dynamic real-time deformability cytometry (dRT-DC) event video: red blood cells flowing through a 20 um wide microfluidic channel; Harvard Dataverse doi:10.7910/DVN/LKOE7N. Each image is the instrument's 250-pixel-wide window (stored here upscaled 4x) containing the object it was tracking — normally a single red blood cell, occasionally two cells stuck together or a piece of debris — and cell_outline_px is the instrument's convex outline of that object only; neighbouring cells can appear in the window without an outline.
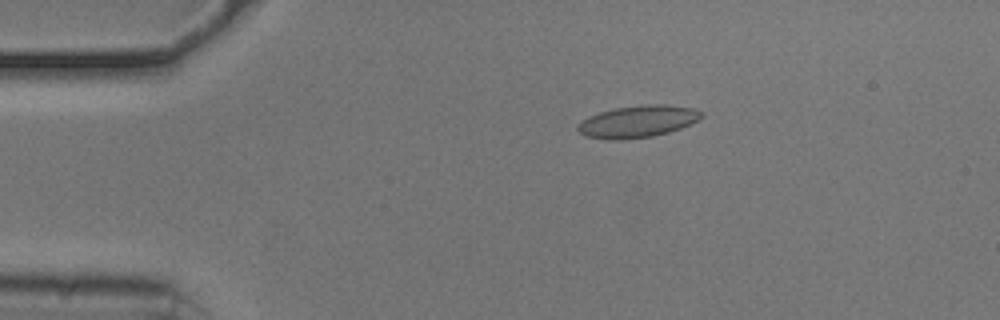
{"species": "common noctule bat (a hibernating species)", "species_latin": "Nyctalus noctula", "temperature_condition": "cold", "stored_images_in_passage": 53, "camera_frame_rate_fps": 3000, "um_per_image_px": 0.085, "animal": {"sex": "male", "body_mass_g": 20.5, "forearm_length_mm": 52.5}, "frame": {"image": 1, "passage_image": 10, "time_ms": 3.0, "image_size_px": [1000, 320], "cell_outline_px": [[704, 116], [700, 120], [692, 124], [668, 132], [652, 136], [624, 140], [608, 140], [584, 136], [576, 128], [588, 116], [600, 112], [616, 108], [640, 104], [664, 104], [696, 108], [704, 112]], "centroid_in_image_um": [54.27, 10.32], "position_along_channel_um": 30.7, "area_um2": 23.35}}
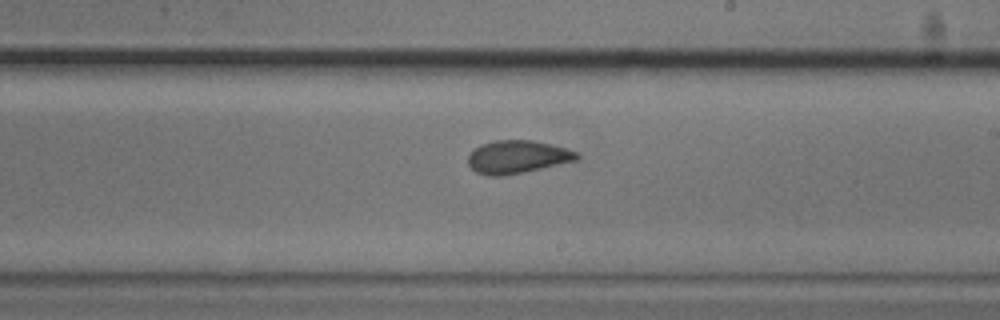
{"frame": {"image": 2, "passage_image": 31, "time_ms": 10.0, "image_size_px": [1000, 320], "cell_outline_px": [[580, 156], [576, 160], [524, 172], [504, 176], [488, 176], [476, 172], [468, 164], [468, 156], [480, 144], [496, 140], [532, 140], [580, 152]], "centroid_in_image_um": [43.96, 13.34], "position_along_channel_um": 245.0, "area_um2": 20.75}}
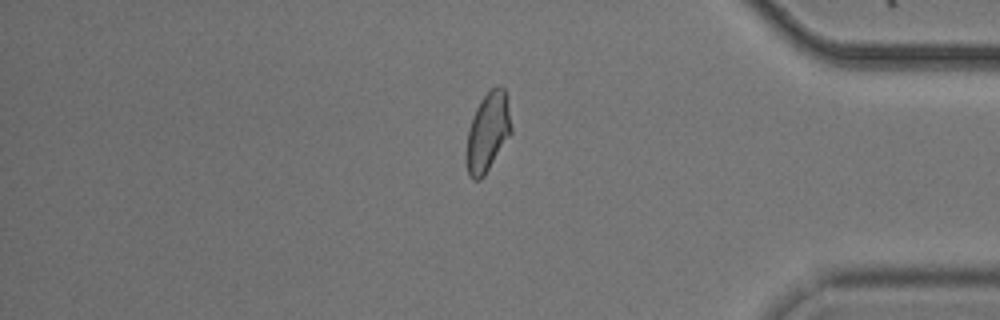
{"frame": {"image": 3, "passage_image": 45, "time_ms": 14.667, "image_size_px": [1000, 320], "cell_outline_px": [[512, 132], [484, 176], [480, 180], [472, 180], [468, 176], [468, 128], [472, 116], [480, 100], [496, 84], [500, 84], [504, 88], [508, 96], [512, 128]], "centroid_in_image_um": [41.5, 11.16], "position_along_channel_um": 393.7, "area_um2": 20.63}, "authors_computed_cell_mechanics": {"area_um2": 21.386, "velocity_mm_per_s": 3.7468, "shape_relaxation_time_tau1_ms": 10.1876, "shape_relaxation_time_tau2_ms": 1.4012, "deformation_change_tau1": 0.1529, "deformation_change_tau2": 0.0521}}